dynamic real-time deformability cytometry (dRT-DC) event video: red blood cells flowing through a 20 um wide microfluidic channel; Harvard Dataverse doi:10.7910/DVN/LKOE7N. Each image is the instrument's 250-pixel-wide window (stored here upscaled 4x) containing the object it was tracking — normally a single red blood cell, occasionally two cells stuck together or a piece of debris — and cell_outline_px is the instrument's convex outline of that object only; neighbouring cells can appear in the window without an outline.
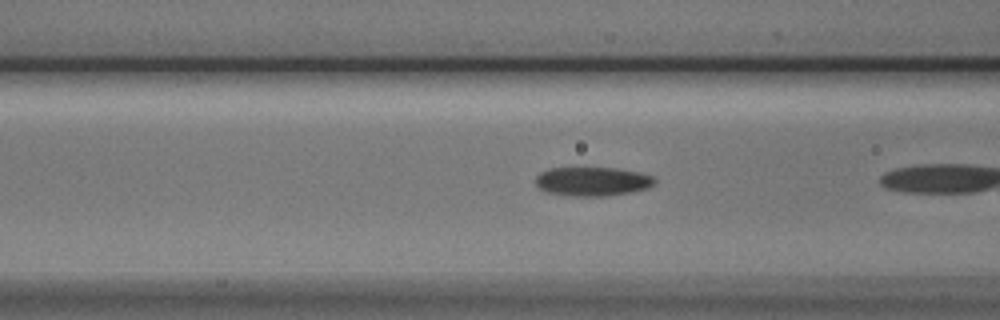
{"species": "Egyptian fruit bat (a non-hibernating species)", "species_latin": "Rousettus aegyptiacus", "temperature_condition": "cold", "stored_images_in_passage": 18, "camera_frame_rate_fps": 3000, "um_per_image_px": 0.085, "animal": {"sex": "male"}, "frame": {"image": 1, "passage_image": 17, "time_ms": 5.333, "image_size_px": [1000, 320], "cell_outline_px": [[656, 180], [648, 188], [632, 192], [604, 196], [572, 196], [544, 192], [536, 188], [536, 176], [540, 172], [548, 168], [616, 168], [640, 172], [652, 176]], "centroid_in_image_um": [50.31, 15.42], "position_along_channel_um": 116.3, "area_um2": 20.29}}